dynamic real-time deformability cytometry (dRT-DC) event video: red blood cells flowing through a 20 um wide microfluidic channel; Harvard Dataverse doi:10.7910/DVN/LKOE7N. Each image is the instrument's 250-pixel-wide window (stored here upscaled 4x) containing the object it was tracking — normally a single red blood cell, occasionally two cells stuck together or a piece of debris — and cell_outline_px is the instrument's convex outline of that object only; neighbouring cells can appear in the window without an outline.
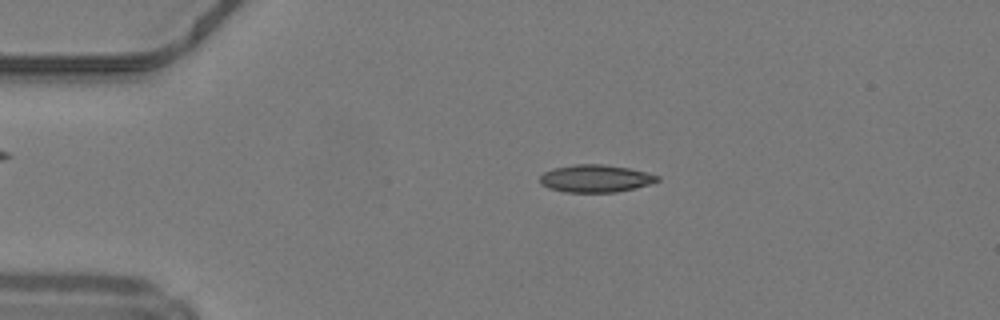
{"species": "common noctule bat (a hibernating species)", "species_latin": "Nyctalus noctula", "temperature_condition": "warm", "stored_images_in_passage": 48, "camera_frame_rate_fps": 3000, "um_per_image_px": 0.085, "animal": {"sex": "male", "body_mass_g": 19.2, "forearm_length_mm": 51.8}, "frame": {"image": 1, "passage_image": 10, "time_ms": 3.0, "image_size_px": [1000, 320], "cell_outline_px": [[660, 180], [648, 184], [616, 192], [564, 192], [548, 188], [540, 184], [540, 176], [544, 172], [552, 168], [576, 164], [604, 164], [628, 168], [648, 172], [660, 176]], "centroid_in_image_um": [50.59, 15.16], "position_along_channel_um": 34.4, "area_um2": 18.84}}
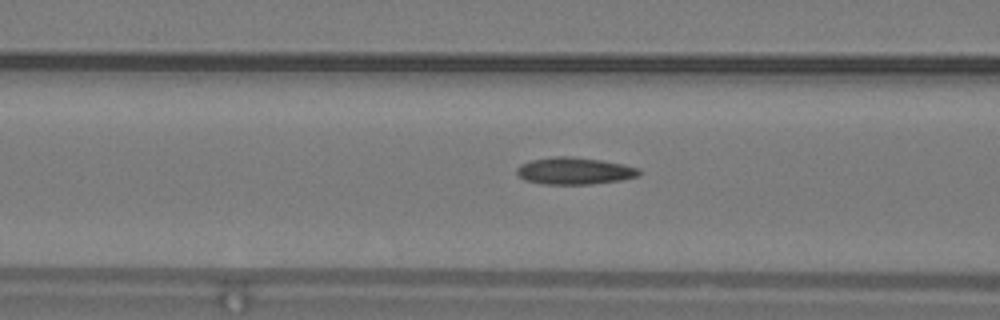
{"frame": {"image": 2, "passage_image": 19, "time_ms": 6.0, "image_size_px": [1000, 320], "cell_outline_px": [[640, 176], [620, 180], [592, 184], [540, 184], [524, 180], [516, 172], [516, 168], [520, 164], [532, 160], [552, 156], [568, 156], [600, 160], [624, 164], [640, 168]], "centroid_in_image_um": [48.82, 14.53], "position_along_channel_um": 117.8, "area_um2": 19.36}}
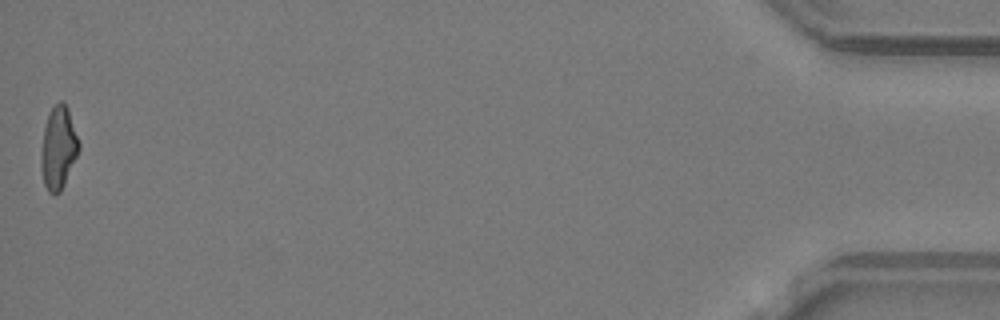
{"frame": {"image": 3, "passage_image": 48, "time_ms": 15.667, "image_size_px": [1000, 320], "cell_outline_px": [[80, 148], [64, 184], [60, 192], [48, 192], [44, 184], [40, 168], [40, 156], [44, 128], [48, 116], [52, 108], [60, 100], [64, 100], [68, 108], [80, 144]], "centroid_in_image_um": [4.95, 12.55], "position_along_channel_um": 430.2, "area_um2": 18.09}, "authors_computed_cell_mechanics": {"area_um2": 18.4671, "velocity_mm_per_s": 4.2592, "shape_relaxation_time_tau1_ms": null, "shape_relaxation_time_tau2_ms": 2.6184, "deformation_change_tau1": null, "deformation_change_tau2": 0.1125}}